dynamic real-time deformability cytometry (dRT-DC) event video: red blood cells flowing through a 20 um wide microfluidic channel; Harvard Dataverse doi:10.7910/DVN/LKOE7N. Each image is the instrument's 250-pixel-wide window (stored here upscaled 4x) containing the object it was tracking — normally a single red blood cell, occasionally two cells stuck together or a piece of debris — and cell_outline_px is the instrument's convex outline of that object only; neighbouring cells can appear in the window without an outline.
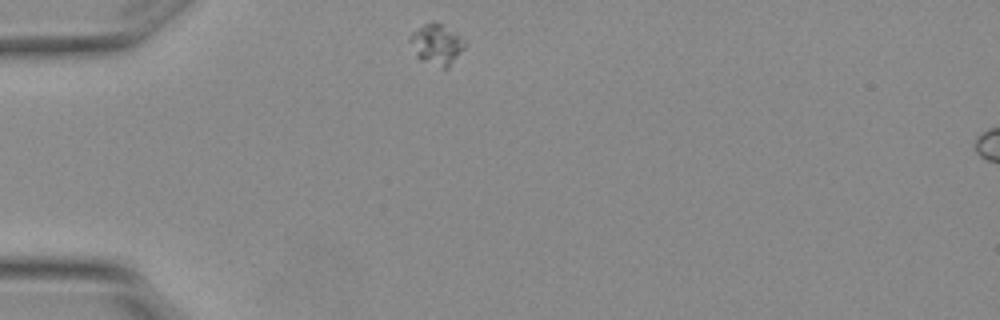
{"species": "Egyptian fruit bat (a non-hibernating species)", "species_latin": "Rousettus aegyptiacus", "temperature_condition": "warm", "stored_images_in_passage": 5, "camera_frame_rate_fps": 3000, "um_per_image_px": 0.085, "animal": {"sex": "female"}, "frame": {"image": 1, "passage_image": 1, "time_ms": 0.0, "image_size_px": [1000, 320], "cell_outline_px": [[468, 44], [448, 68], [444, 68], [420, 60], [416, 56], [408, 40], [408, 36], [416, 28], [424, 24], [440, 24], [464, 40]], "centroid_in_image_um": [37.08, 3.81], "position_along_channel_um": 47.9, "area_um2": 12.72}}
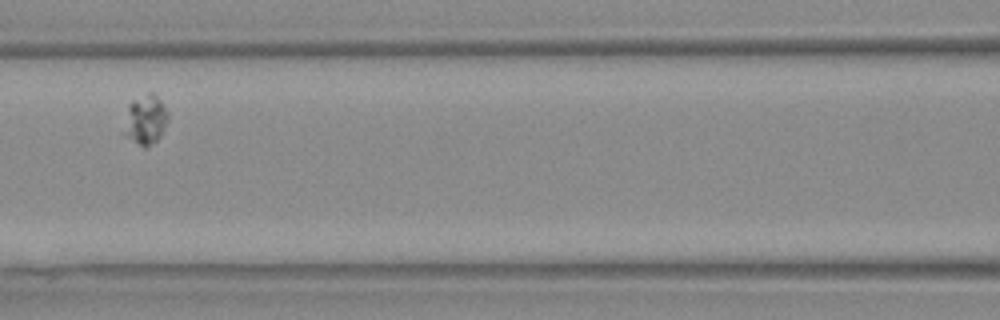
{"frame": {"image": 2, "passage_image": 4, "time_ms": 1.0, "image_size_px": [1000, 320], "cell_outline_px": [[168, 120], [160, 136], [148, 148], [144, 148], [120, 132], [128, 104], [132, 100], [148, 92], [152, 92], [160, 100], [168, 112]], "centroid_in_image_um": [12.31, 10.18], "position_along_channel_um": 154.3, "area_um2": 13.06}}
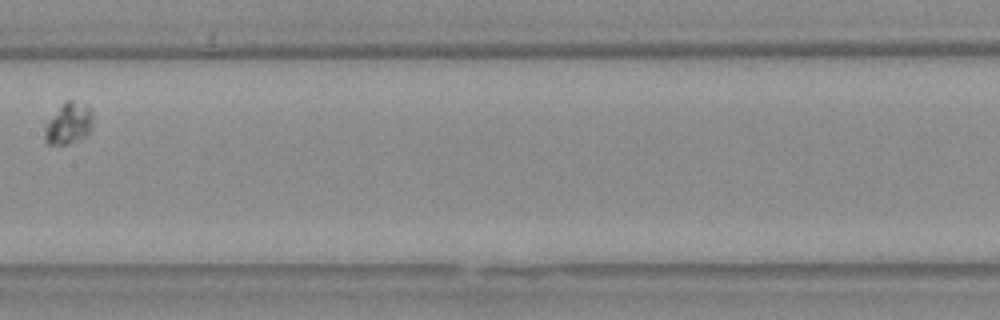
{"frame": {"image": 3, "passage_image": 5, "time_ms": 1.333, "image_size_px": [1000, 320], "cell_outline_px": [[92, 124], [88, 136], [68, 144], [48, 144], [44, 140], [44, 132], [48, 120], [64, 100], [72, 100], [88, 104], [92, 112]], "centroid_in_image_um": [5.85, 10.48], "position_along_channel_um": 201.6, "area_um2": 11.85}}